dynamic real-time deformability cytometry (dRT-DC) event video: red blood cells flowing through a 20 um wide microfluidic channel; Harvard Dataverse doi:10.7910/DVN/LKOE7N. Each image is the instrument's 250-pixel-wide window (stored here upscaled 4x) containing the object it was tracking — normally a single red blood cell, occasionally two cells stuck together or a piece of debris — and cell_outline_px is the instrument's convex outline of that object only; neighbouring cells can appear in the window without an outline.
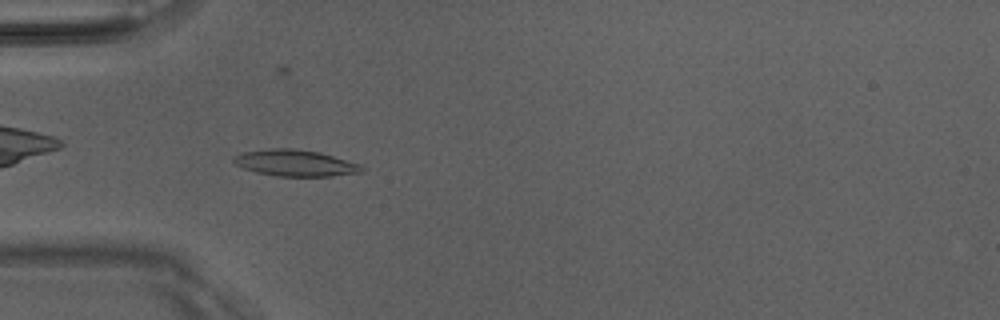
{"species": "Egyptian fruit bat (a non-hibernating species)", "species_latin": "Rousettus aegyptiacus", "temperature_condition": "room temperature", "stored_images_in_passage": 51, "camera_frame_rate_fps": 3000, "um_per_image_px": 0.085, "animal": {"sex": "male"}, "frame": {"image": 1, "passage_image": 15, "time_ms": 4.667, "image_size_px": [1000, 320], "cell_outline_px": [[364, 172], [332, 176], [276, 176], [256, 172], [244, 168], [236, 164], [232, 160], [232, 156], [244, 152], [272, 148], [292, 148], [320, 152], [364, 164]], "centroid_in_image_um": [25.16, 13.85], "position_along_channel_um": 59.8, "area_um2": 19.94}}
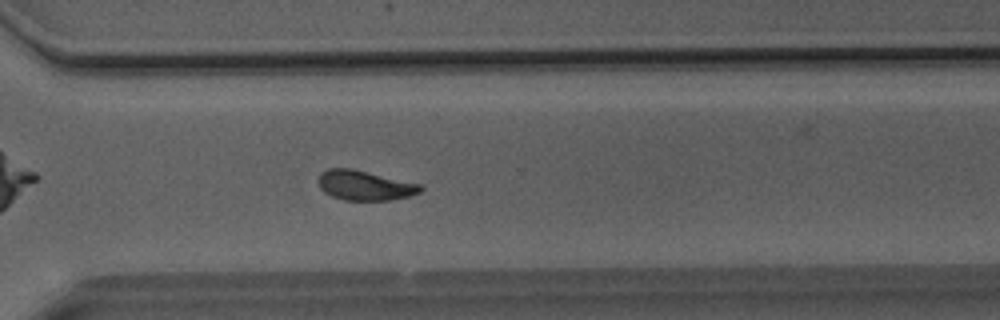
{"frame": {"image": 2, "passage_image": 36, "time_ms": 11.667, "image_size_px": [1000, 320], "cell_outline_px": [[424, 188], [420, 192], [408, 196], [392, 200], [344, 200], [332, 196], [324, 192], [320, 188], [320, 172], [328, 168], [352, 168], [420, 184]], "centroid_in_image_um": [31.01, 15.75], "position_along_channel_um": 339.6, "area_um2": 17.63}}
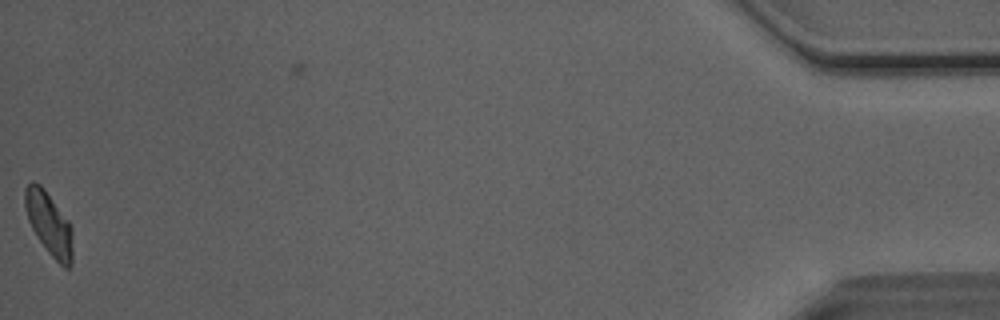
{"frame": {"image": 3, "passage_image": 50, "time_ms": 16.333, "image_size_px": [1000, 320], "cell_outline_px": [[72, 264], [68, 268], [64, 268], [48, 252], [32, 228], [28, 220], [24, 208], [24, 188], [32, 180], [40, 184], [44, 188], [68, 220], [72, 228]], "centroid_in_image_um": [4.16, 18.98], "position_along_channel_um": 431.0, "area_um2": 17.51}, "authors_computed_cell_mechanics": {"area_um2": 17.9758, "velocity_mm_per_s": 4.0582, "shape_relaxation_time_tau1_ms": 5.2316, "shape_relaxation_time_tau2_ms": 1.8338, "deformation_change_tau1": 0.1594, "deformation_change_tau2": 0.072}}